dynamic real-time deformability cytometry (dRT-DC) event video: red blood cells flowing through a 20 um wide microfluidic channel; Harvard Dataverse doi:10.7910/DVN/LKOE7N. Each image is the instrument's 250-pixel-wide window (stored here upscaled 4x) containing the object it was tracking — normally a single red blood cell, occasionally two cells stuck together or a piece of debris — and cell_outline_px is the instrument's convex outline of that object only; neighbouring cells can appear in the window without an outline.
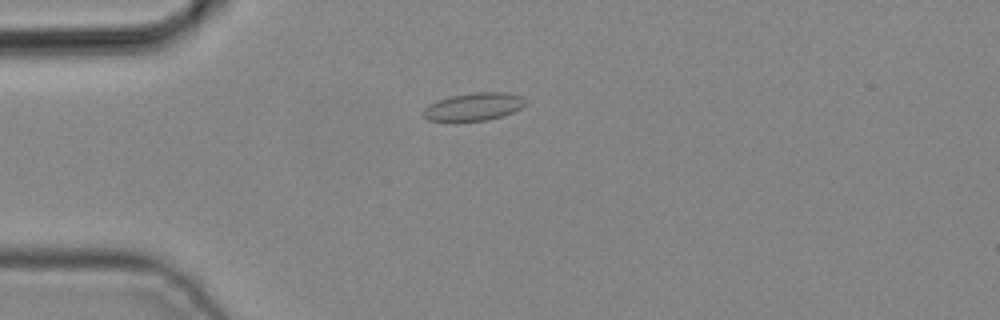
{"species": "common noctule bat (a hibernating species)", "species_latin": "Nyctalus noctula", "temperature_condition": "cold", "stored_images_in_passage": 3, "camera_frame_rate_fps": 3000, "um_per_image_px": 0.085, "animal": {"sex": "male", "body_mass_g": 19.2, "forearm_length_mm": 51.8}, "frame": {"image": 1, "passage_image": 3, "time_ms": 0.667, "image_size_px": [1000, 320], "cell_outline_px": [[524, 104], [520, 108], [504, 116], [488, 120], [428, 120], [420, 112], [428, 104], [436, 100], [452, 96], [476, 92], [508, 92], [520, 96], [524, 100]], "centroid_in_image_um": [40.24, 9.06], "position_along_channel_um": 44.8, "area_um2": 16.36}}